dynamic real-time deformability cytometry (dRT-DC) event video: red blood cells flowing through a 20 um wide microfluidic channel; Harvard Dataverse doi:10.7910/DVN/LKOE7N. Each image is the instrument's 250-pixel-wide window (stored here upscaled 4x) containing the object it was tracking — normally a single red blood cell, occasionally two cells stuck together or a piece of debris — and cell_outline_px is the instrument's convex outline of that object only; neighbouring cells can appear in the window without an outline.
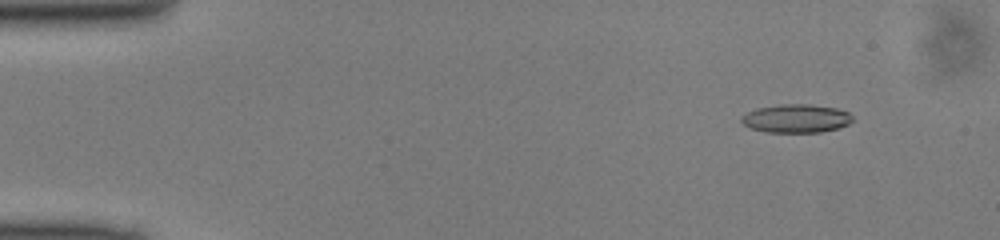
{"species": "common noctule bat (a hibernating species)", "species_latin": "Nyctalus noctula", "temperature_condition": "cold", "stored_images_in_passage": 49, "camera_frame_rate_fps": 3000, "um_per_image_px": 0.085, "animal": {"sex": "male", "body_mass_g": 13.0, "forearm_length_mm": 53.1}, "frame": {"image": 1, "passage_image": 5, "time_ms": 1.333, "image_size_px": [1000, 240], "cell_outline_px": [[852, 120], [848, 124], [840, 128], [820, 132], [764, 132], [748, 128], [740, 120], [740, 116], [756, 108], [780, 104], [808, 104], [836, 108], [848, 112], [852, 116]], "centroid_in_image_um": [67.64, 10.07], "position_along_channel_um": 17.4, "area_um2": 18.55}}
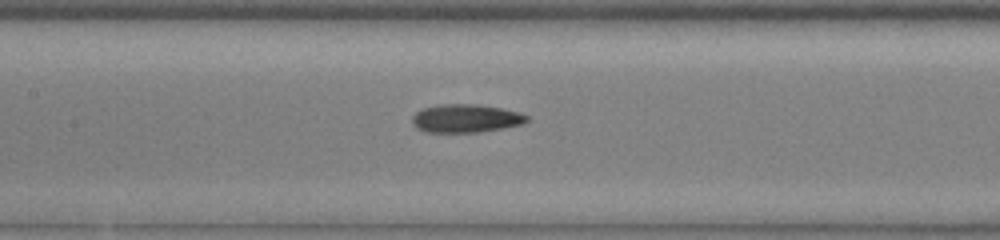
{"frame": {"image": 2, "passage_image": 23, "time_ms": 7.333, "image_size_px": [1000, 240], "cell_outline_px": [[528, 120], [524, 124], [476, 132], [424, 132], [416, 128], [412, 124], [412, 116], [416, 112], [424, 108], [440, 104], [476, 104], [500, 108], [520, 112], [528, 116]], "centroid_in_image_um": [39.57, 10.06], "position_along_channel_um": 167.8, "area_um2": 18.84}}
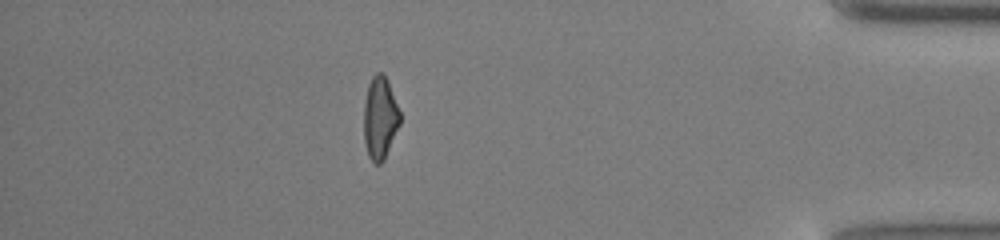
{"frame": {"image": 3, "passage_image": 43, "time_ms": 14.0, "image_size_px": [1000, 240], "cell_outline_px": [[400, 124], [384, 160], [380, 164], [376, 164], [368, 156], [364, 140], [364, 104], [368, 84], [372, 76], [376, 72], [380, 72], [388, 80], [400, 112]], "centroid_in_image_um": [32.3, 10.02], "position_along_channel_um": 402.9, "area_um2": 17.4}}